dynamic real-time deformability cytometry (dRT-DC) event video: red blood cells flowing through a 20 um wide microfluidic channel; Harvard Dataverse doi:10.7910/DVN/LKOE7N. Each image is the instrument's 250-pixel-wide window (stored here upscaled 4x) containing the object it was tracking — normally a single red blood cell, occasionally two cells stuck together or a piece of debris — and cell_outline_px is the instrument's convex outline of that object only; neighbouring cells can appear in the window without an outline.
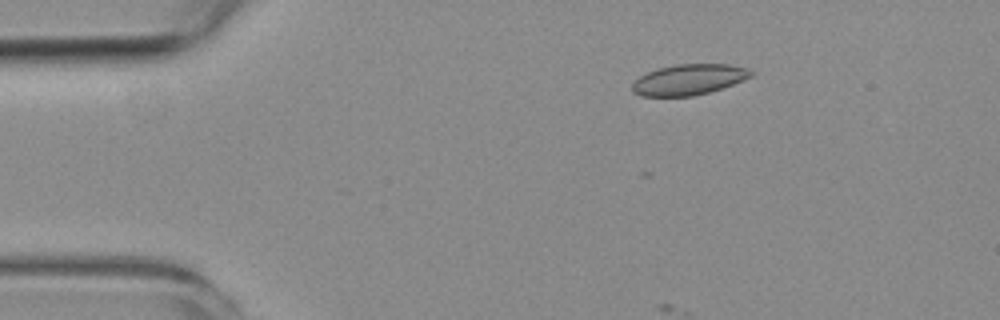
{"species": "common noctule bat (a hibernating species)", "species_latin": "Nyctalus noctula", "temperature_condition": "room temperature", "stored_images_in_passage": 4, "camera_frame_rate_fps": 3000, "um_per_image_px": 0.085, "animal": {"sex": "female", "body_mass_g": 19.3, "forearm_length_mm": 54.1}, "frame": {"image": 1, "passage_image": 3, "time_ms": 2.333, "image_size_px": [1000, 320], "cell_outline_px": [[752, 76], [732, 84], [708, 92], [692, 96], [640, 96], [632, 92], [632, 84], [640, 76], [656, 68], [676, 64], [728, 64], [748, 68], [752, 72]], "centroid_in_image_um": [58.51, 6.76], "position_along_channel_um": 26.5, "area_um2": 21.1}}